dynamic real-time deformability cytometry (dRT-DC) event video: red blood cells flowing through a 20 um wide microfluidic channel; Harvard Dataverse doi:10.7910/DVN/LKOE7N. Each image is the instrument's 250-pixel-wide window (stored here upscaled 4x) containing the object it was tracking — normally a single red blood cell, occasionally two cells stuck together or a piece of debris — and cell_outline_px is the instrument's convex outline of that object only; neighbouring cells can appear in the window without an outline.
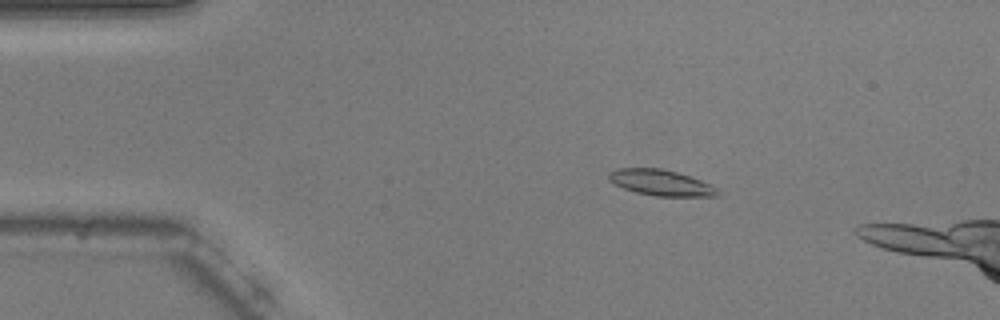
{"species": "common noctule bat (a hibernating species)", "species_latin": "Nyctalus noctula", "temperature_condition": "warm", "stored_images_in_passage": 51, "camera_frame_rate_fps": 3000, "um_per_image_px": 0.085, "animal": {"sex": "male", "body_mass_g": 20.5, "forearm_length_mm": 52.5}, "frame": {"image": 1, "passage_image": 10, "time_ms": 3.0, "image_size_px": [1000, 320], "cell_outline_px": [[720, 196], [656, 196], [636, 192], [624, 188], [608, 180], [608, 172], [616, 168], [660, 168], [676, 172], [712, 184], [720, 188]], "centroid_in_image_um": [56.21, 15.53], "position_along_channel_um": 28.8, "area_um2": 16.47}}
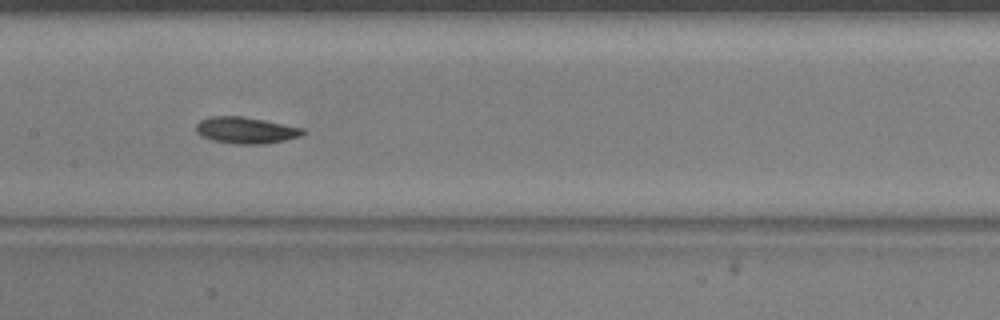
{"frame": {"image": 2, "passage_image": 27, "time_ms": 8.667, "image_size_px": [1000, 320], "cell_outline_px": [[308, 132], [300, 136], [284, 140], [264, 144], [236, 144], [212, 140], [200, 136], [196, 132], [196, 124], [200, 120], [208, 116], [240, 116], [264, 120], [304, 128]], "centroid_in_image_um": [20.88, 11.07], "position_along_channel_um": 186.5, "area_um2": 16.59}}
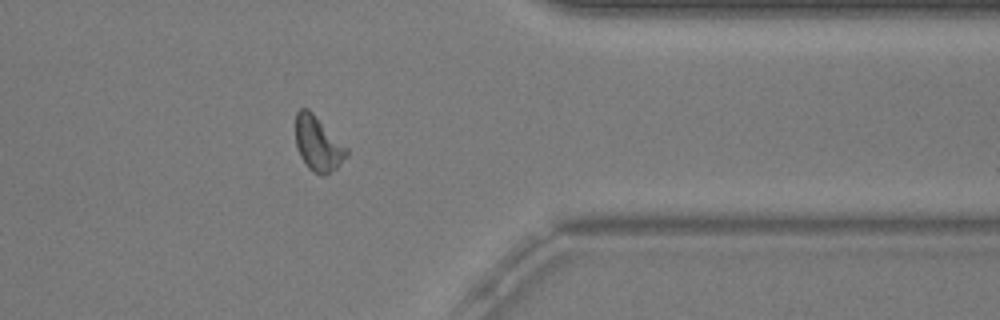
{"frame": {"image": 3, "passage_image": 44, "time_ms": 14.333, "image_size_px": [1000, 320], "cell_outline_px": [[348, 156], [336, 168], [324, 176], [320, 176], [312, 172], [308, 168], [300, 156], [296, 144], [296, 112], [300, 108], [308, 108], [348, 148]], "centroid_in_image_um": [27.03, 12.24], "position_along_channel_um": 384.4, "area_um2": 16.3}, "authors_computed_cell_mechanics": {"area_um2": 16.2996, "velocity_mm_per_s": 3.7313, "shape_relaxation_time_tau1_ms": 2.7806, "shape_relaxation_time_tau2_ms": null, "deformation_change_tau1": 0.0973, "deformation_change_tau2": null}}